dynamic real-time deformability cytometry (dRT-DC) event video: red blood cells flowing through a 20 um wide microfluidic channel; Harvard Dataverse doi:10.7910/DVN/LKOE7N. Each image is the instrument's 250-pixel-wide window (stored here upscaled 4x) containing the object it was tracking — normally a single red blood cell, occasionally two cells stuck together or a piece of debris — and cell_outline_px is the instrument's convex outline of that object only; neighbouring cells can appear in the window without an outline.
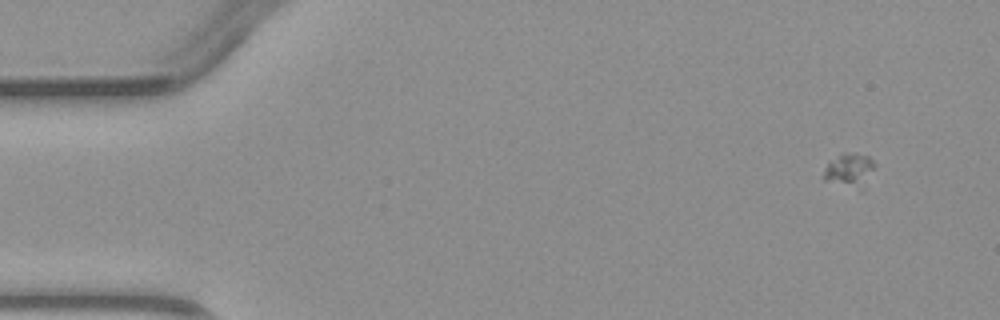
{"species": "common noctule bat (a hibernating species)", "species_latin": "Nyctalus noctula", "temperature_condition": "warm", "stored_images_in_passage": 4, "camera_frame_rate_fps": 3000, "um_per_image_px": 0.085, "animal": {"sex": "male", "body_mass_g": 23.1, "forearm_length_mm": 52.7}, "frame": {"image": 1, "passage_image": 2, "time_ms": 1.0, "image_size_px": [1000, 320], "cell_outline_px": [[876, 164], [864, 192], [860, 192], [824, 180], [824, 168], [828, 160], [844, 152], [852, 152], [868, 156]], "centroid_in_image_um": [72.23, 14.51], "position_along_channel_um": 12.8, "area_um2": 10.75}}
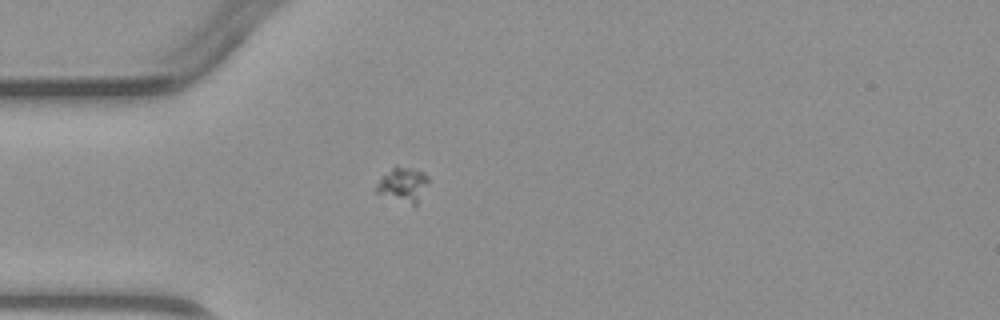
{"frame": {"image": 2, "passage_image": 4, "time_ms": 4.333, "image_size_px": [1000, 320], "cell_outline_px": [[428, 184], [416, 204], [412, 204], [376, 192], [376, 184], [396, 164], [412, 168], [424, 172], [428, 176]], "centroid_in_image_um": [34.29, 15.64], "position_along_channel_um": 50.7, "area_um2": 10.12}}